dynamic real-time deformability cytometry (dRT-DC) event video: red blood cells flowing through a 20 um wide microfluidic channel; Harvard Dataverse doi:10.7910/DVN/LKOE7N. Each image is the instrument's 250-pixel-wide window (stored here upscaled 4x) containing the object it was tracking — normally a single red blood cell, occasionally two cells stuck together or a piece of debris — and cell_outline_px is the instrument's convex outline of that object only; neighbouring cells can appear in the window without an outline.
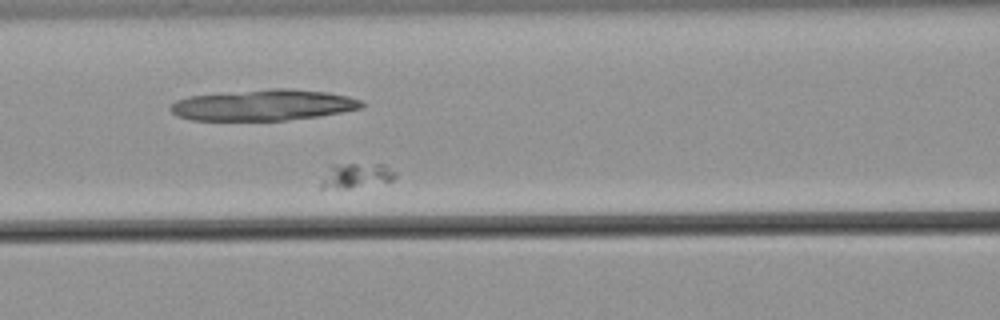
{"species": "common noctule bat (a hibernating species)", "species_latin": "Nyctalus noctula", "temperature_condition": "warm", "stored_images_in_passage": 38, "camera_frame_rate_fps": 3000, "um_per_image_px": 0.085, "animal": {"sex": "male", "body_mass_g": 21.5, "forearm_length_mm": 52.0}, "frame": {"image": 1, "passage_image": 11, "time_ms": 3.333, "image_size_px": [1000, 320], "cell_outline_px": [[396, 176], [392, 180], [348, 188], [320, 188], [320, 184], [332, 164], [384, 164], [396, 172]], "centroid_in_image_um": [30.29, 14.91], "position_along_channel_um": 136.3, "area_um2": 10.4}}
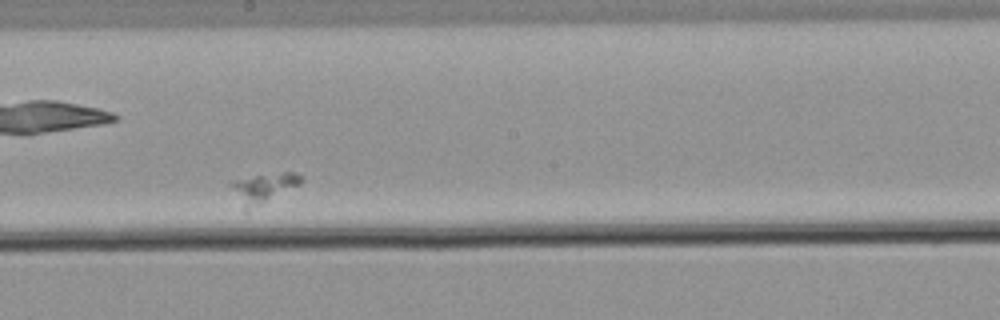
{"frame": {"image": 2, "passage_image": 19, "time_ms": 6.0, "image_size_px": [1000, 320], "cell_outline_px": [[304, 180], [300, 184], [248, 212], [244, 212], [228, 184], [232, 180], [256, 176], [284, 172], [296, 172], [304, 176]], "centroid_in_image_um": [22.37, 16.0], "position_along_channel_um": 225.8, "area_um2": 12.37}}
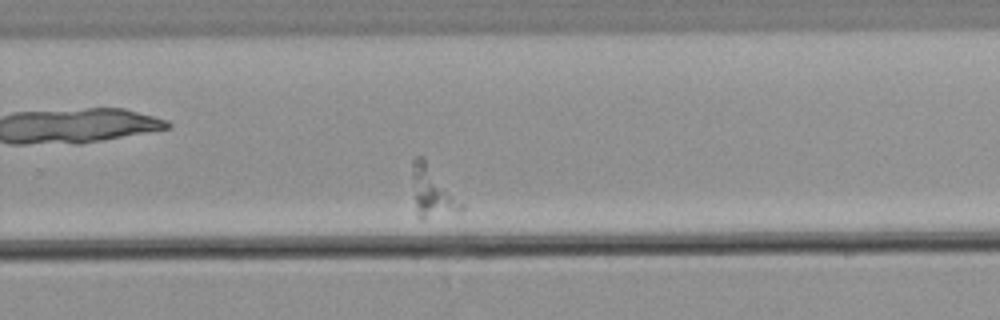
{"frame": {"image": 3, "passage_image": 25, "time_ms": 8.0, "image_size_px": [1000, 320], "cell_outline_px": [[464, 208], [424, 220], [420, 220], [416, 208], [412, 172], [412, 160], [416, 156], [424, 156], [464, 204]], "centroid_in_image_um": [36.73, 16.25], "position_along_channel_um": 293.1, "area_um2": 14.28}}